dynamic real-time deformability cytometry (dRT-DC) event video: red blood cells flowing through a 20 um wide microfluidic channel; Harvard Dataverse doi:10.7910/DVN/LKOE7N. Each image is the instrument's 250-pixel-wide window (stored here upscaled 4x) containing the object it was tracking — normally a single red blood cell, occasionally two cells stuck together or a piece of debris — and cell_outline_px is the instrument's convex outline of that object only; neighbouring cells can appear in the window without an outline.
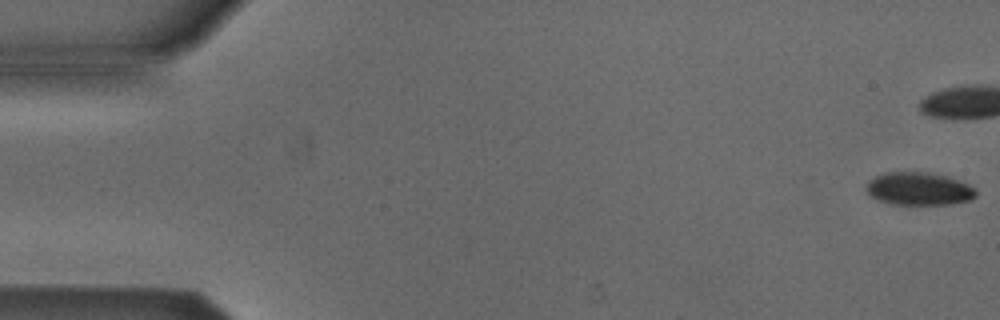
{"species": "Egyptian fruit bat (a non-hibernating species)", "species_latin": "Rousettus aegyptiacus", "temperature_condition": "cold", "stored_images_in_passage": 2, "camera_frame_rate_fps": 3000, "um_per_image_px": 0.085, "animal": {"sex": "male"}, "frame": {"image": 1, "passage_image": 2, "time_ms": 1.333, "image_size_px": [1000, 320], "cell_outline_px": [[976, 196], [972, 200], [952, 204], [892, 204], [868, 196], [864, 188], [868, 180], [884, 172], [928, 172], [944, 176], [968, 184], [976, 192]], "centroid_in_image_um": [78.05, 16.05], "position_along_channel_um": 7.0, "area_um2": 21.04}}